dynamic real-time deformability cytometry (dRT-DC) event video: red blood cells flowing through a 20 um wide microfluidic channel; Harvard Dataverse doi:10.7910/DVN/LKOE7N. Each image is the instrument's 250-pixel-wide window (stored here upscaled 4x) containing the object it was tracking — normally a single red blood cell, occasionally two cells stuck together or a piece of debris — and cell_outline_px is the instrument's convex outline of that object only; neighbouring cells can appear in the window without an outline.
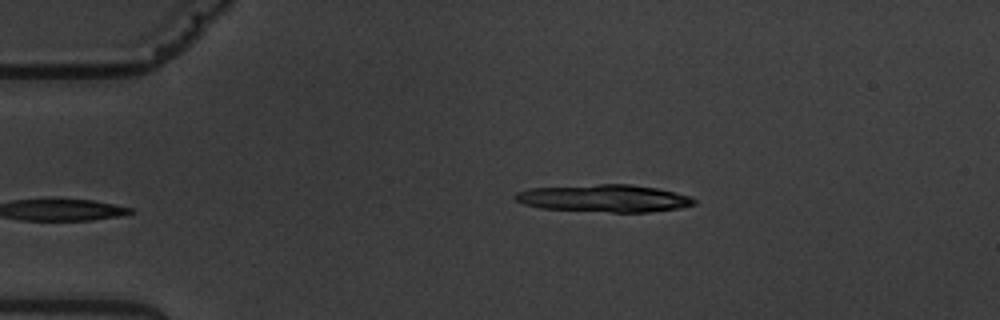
{"species": "common noctule bat (a hibernating species)", "species_latin": "Nyctalus noctula", "temperature_condition": "warm", "stored_images_in_passage": 4, "camera_frame_rate_fps": 3000, "um_per_image_px": 0.085, "animal": {"sex": "male", "body_mass_g": 19.5, "forearm_length_mm": 54.6}, "frame": {"image": 1, "passage_image": 1, "time_ms": 0.0, "image_size_px": [1000, 320], "cell_outline_px": [[696, 204], [680, 208], [648, 212], [612, 212], [540, 208], [524, 204], [516, 200], [512, 196], [516, 192], [528, 188], [600, 184], [628, 184], [656, 188], [692, 196], [696, 200]], "centroid_in_image_um": [51.36, 16.85], "position_along_channel_um": 33.6, "area_um2": 28.61}}